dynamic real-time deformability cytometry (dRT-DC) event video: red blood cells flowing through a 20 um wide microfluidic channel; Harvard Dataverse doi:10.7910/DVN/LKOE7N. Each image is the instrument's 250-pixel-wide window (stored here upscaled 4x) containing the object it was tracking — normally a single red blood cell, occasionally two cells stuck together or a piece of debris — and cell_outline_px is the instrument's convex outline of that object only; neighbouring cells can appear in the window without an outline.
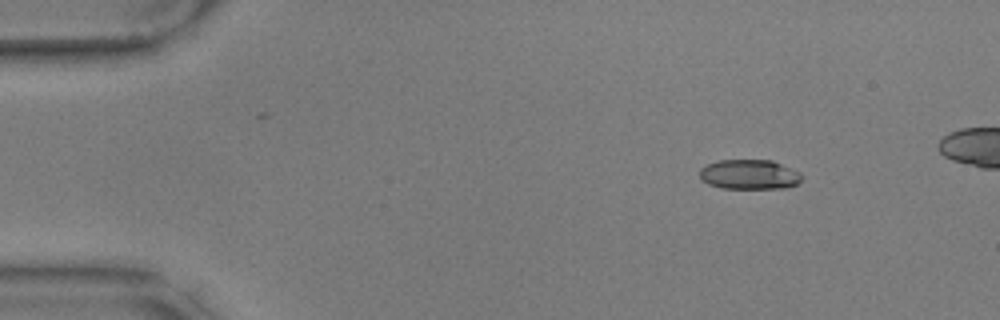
{"species": "common noctule bat (a hibernating species)", "species_latin": "Nyctalus noctula", "temperature_condition": "warm", "stored_images_in_passage": 48, "camera_frame_rate_fps": 3000, "um_per_image_px": 0.085, "animal": {"sex": "male", "body_mass_g": 17.9, "forearm_length_mm": 54.2}, "frame": {"image": 1, "passage_image": 1, "time_ms": 0.0, "image_size_px": [1000, 320], "cell_outline_px": [[804, 176], [796, 184], [788, 188], [720, 188], [708, 184], [700, 176], [700, 168], [708, 164], [720, 160], [772, 160], [800, 172]], "centroid_in_image_um": [63.72, 14.83], "position_along_channel_um": 21.3, "area_um2": 17.69}}
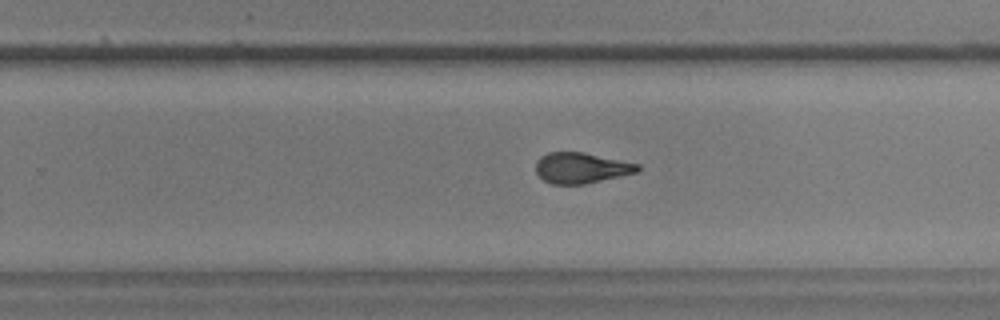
{"frame": {"image": 2, "passage_image": 30, "time_ms": 9.667, "image_size_px": [1000, 320], "cell_outline_px": [[640, 168], [636, 172], [620, 176], [584, 184], [552, 184], [544, 180], [536, 172], [536, 160], [540, 156], [548, 152], [584, 152], [640, 164]], "centroid_in_image_um": [49.38, 14.26], "position_along_channel_um": 280.4, "area_um2": 18.15}}
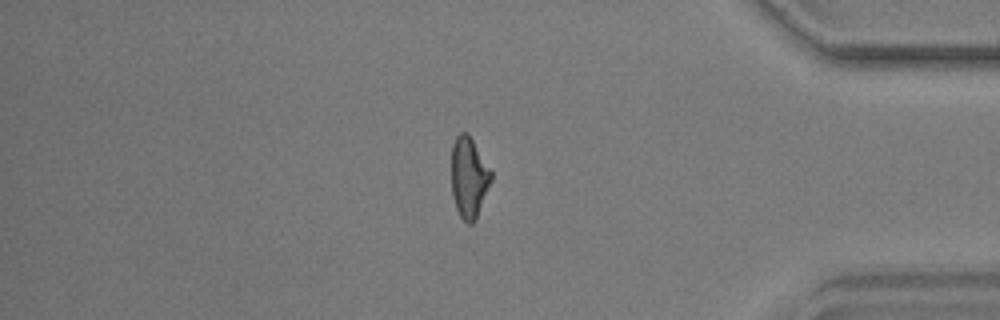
{"frame": {"image": 3, "passage_image": 42, "time_ms": 13.667, "image_size_px": [1000, 320], "cell_outline_px": [[492, 180], [476, 220], [472, 224], [468, 224], [460, 216], [456, 208], [452, 196], [452, 144], [456, 136], [460, 132], [468, 132], [492, 172]], "centroid_in_image_um": [39.86, 15.09], "position_along_channel_um": 395.3, "area_um2": 18.79}, "authors_computed_cell_mechanics": {"area_um2": 18.7561, "velocity_mm_per_s": 3.551, "shape_relaxation_time_tau1_ms": 7.0673, "shape_relaxation_time_tau2_ms": 0.8241, "deformation_change_tau1": 0.243, "deformation_change_tau2": 0.0812}}